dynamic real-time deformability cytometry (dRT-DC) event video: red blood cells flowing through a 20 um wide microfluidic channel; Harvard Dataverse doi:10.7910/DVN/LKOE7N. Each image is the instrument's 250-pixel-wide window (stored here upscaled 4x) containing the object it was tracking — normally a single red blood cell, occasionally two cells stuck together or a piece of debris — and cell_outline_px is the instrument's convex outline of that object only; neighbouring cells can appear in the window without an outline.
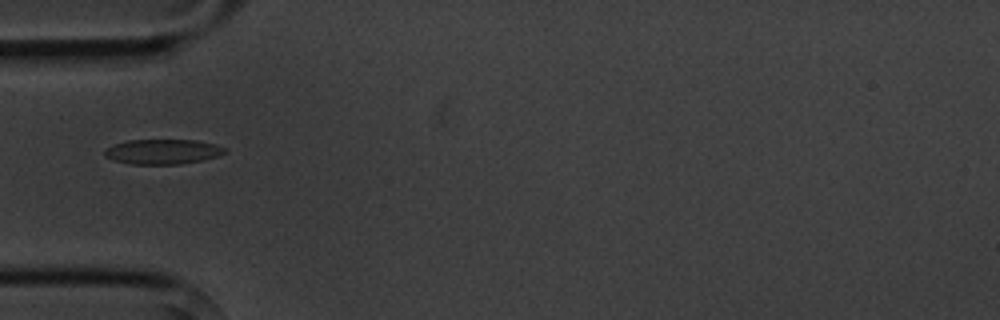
{"species": "common noctule bat (a hibernating species)", "species_latin": "Nyctalus noctula", "temperature_condition": "cold", "stored_images_in_passage": 1, "camera_frame_rate_fps": 3000, "um_per_image_px": 0.085, "animal": {"sex": "male", "body_mass_g": 20.1, "forearm_length_mm": 53.5}, "frame": {"image": 1, "passage_image": 1, "time_ms": 0.0, "image_size_px": [1000, 320], "cell_outline_px": [[228, 152], [220, 156], [180, 164], [132, 164], [112, 160], [104, 156], [104, 152], [108, 148], [116, 144], [128, 140], [196, 140], [216, 144], [228, 148]], "centroid_in_image_um": [13.89, 12.89], "position_along_channel_um": 71.1, "area_um2": 17.51}}